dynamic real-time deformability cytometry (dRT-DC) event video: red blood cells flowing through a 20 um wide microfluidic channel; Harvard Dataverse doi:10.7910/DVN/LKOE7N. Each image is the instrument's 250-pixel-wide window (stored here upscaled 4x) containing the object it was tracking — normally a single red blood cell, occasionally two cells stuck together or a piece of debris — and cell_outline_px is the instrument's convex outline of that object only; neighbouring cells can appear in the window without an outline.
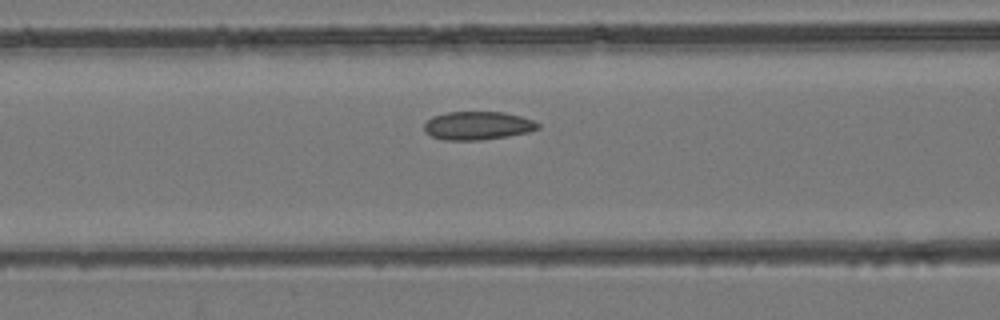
{"species": "common noctule bat (a hibernating species)", "species_latin": "Nyctalus noctula", "temperature_condition": "room temperature", "stored_images_in_passage": 42, "camera_frame_rate_fps": 3000, "um_per_image_px": 0.085, "animal": {"sex": "female", "body_mass_g": 24.6, "forearm_length_mm": 56.2}, "frame": {"image": 1, "passage_image": 14, "time_ms": 4.333, "image_size_px": [1000, 320], "cell_outline_px": [[540, 128], [532, 132], [508, 136], [480, 140], [444, 140], [432, 136], [424, 132], [424, 124], [432, 116], [448, 112], [504, 112], [520, 116], [532, 120], [540, 124]], "centroid_in_image_um": [40.62, 10.68], "position_along_channel_um": 126.0, "area_um2": 18.9}}
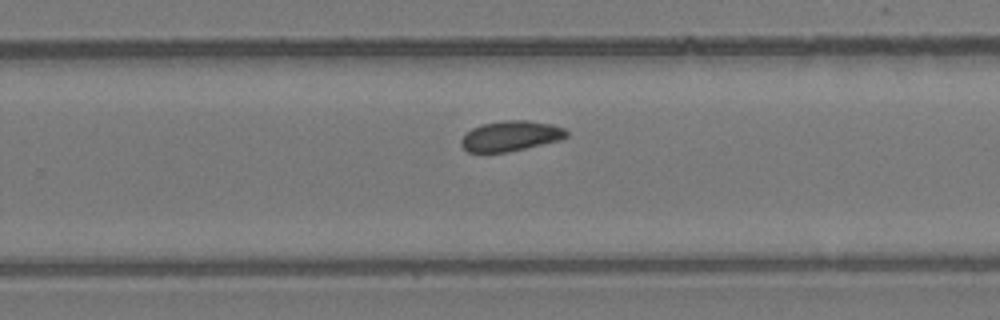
{"frame": {"image": 2, "passage_image": 25, "time_ms": 8.0, "image_size_px": [1000, 320], "cell_outline_px": [[568, 136], [560, 140], [508, 152], [468, 152], [460, 144], [460, 140], [472, 128], [480, 124], [504, 120], [528, 120], [552, 124], [564, 128], [568, 132]], "centroid_in_image_um": [43.41, 11.55], "position_along_channel_um": 286.4, "area_um2": 18.61}}
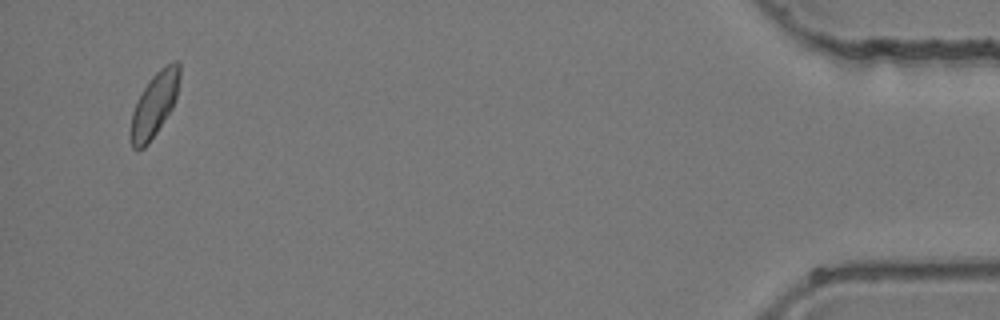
{"frame": {"image": 3, "passage_image": 40, "time_ms": 13.0, "image_size_px": [1000, 320], "cell_outline_px": [[180, 76], [176, 96], [172, 108], [148, 144], [144, 148], [136, 152], [132, 148], [132, 112], [144, 88], [152, 76], [160, 68], [172, 60], [180, 60]], "centroid_in_image_um": [13.16, 8.85], "position_along_channel_um": 422.0, "area_um2": 17.92}}